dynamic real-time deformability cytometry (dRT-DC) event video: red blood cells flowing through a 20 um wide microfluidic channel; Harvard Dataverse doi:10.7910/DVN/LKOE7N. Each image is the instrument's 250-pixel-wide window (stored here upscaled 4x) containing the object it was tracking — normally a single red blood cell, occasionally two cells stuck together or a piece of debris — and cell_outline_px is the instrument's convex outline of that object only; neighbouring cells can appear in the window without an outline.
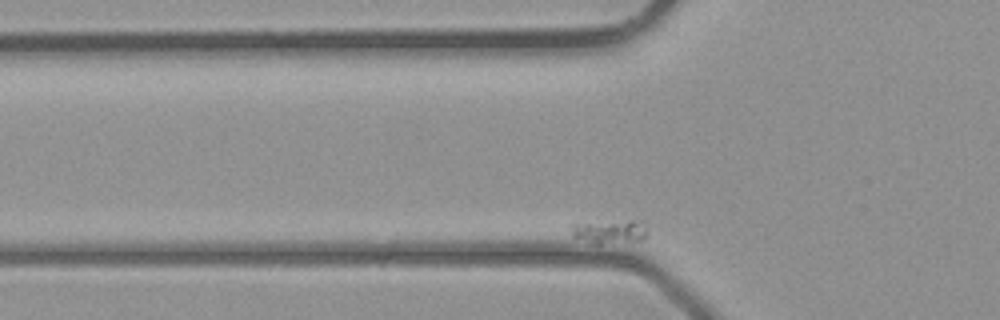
{"species": "common noctule bat (a hibernating species)", "species_latin": "Nyctalus noctula", "temperature_condition": "room temperature", "stored_images_in_passage": 39, "camera_frame_rate_fps": 3000, "um_per_image_px": 0.085, "animal": {"sex": "male", "body_mass_g": 23.1, "forearm_length_mm": 52.7}, "frame": {"image": 1, "passage_image": 5, "time_ms": 1.333, "image_size_px": [1000, 320], "cell_outline_px": [[648, 236], [640, 240], [596, 244], [572, 236], [572, 224], [628, 220], [636, 220], [648, 232]], "centroid_in_image_um": [51.83, 19.69], "position_along_channel_um": 74.0, "area_um2": 10.17}}
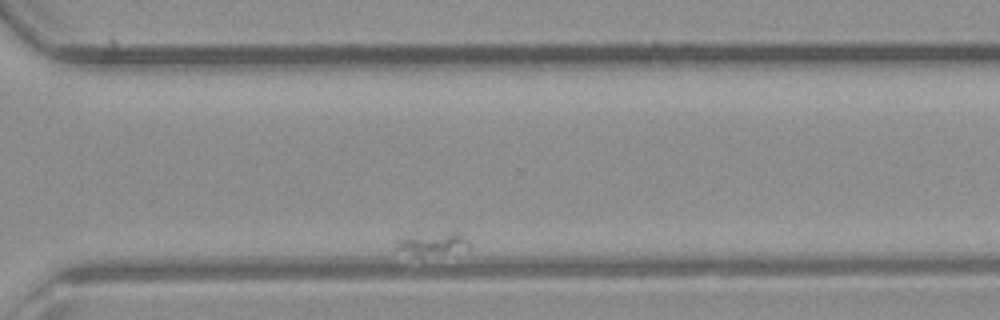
{"frame": {"image": 2, "passage_image": 35, "time_ms": 11.333, "image_size_px": [1000, 320], "cell_outline_px": [[472, 244], [468, 252], [412, 252], [392, 248], [396, 240], [400, 236], [416, 232], [464, 232]], "centroid_in_image_um": [36.87, 20.6], "position_along_channel_um": 333.7, "area_um2": 10.06}}
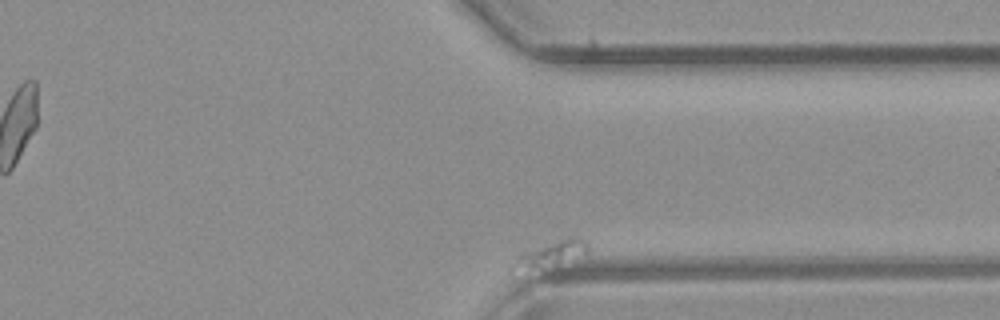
{"frame": {"image": 3, "passage_image": 39, "time_ms": 12.667, "image_size_px": [1000, 320], "cell_outline_px": [[588, 252], [556, 260], [512, 268], [508, 268], [508, 264], [520, 252], [560, 236], [572, 232], [580, 236], [588, 244]], "centroid_in_image_um": [46.87, 21.32], "position_along_channel_um": 364.5, "area_um2": 10.29}}